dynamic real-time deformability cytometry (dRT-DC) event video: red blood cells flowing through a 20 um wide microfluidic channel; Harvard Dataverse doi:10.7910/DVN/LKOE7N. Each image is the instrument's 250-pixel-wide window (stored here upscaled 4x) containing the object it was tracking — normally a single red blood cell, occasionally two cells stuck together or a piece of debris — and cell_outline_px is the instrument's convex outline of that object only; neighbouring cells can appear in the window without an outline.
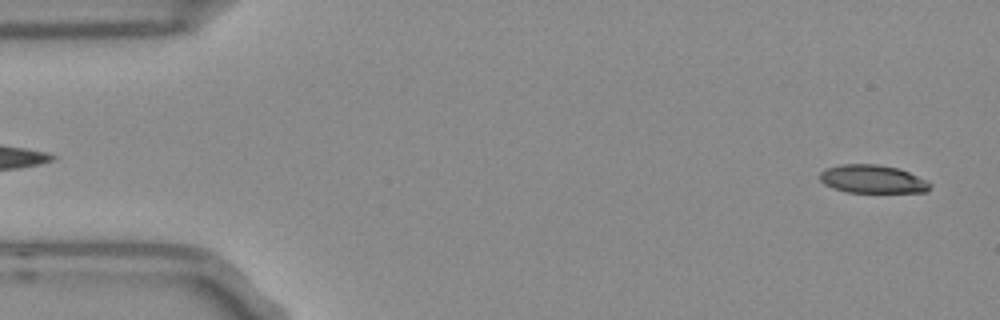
{"species": "Egyptian fruit bat (a non-hibernating species)", "species_latin": "Rousettus aegyptiacus", "temperature_condition": "room temperature", "stored_images_in_passage": 53, "camera_frame_rate_fps": 3000, "um_per_image_px": 0.085, "frame": {"image": 1, "passage_image": 2, "time_ms": 0.333, "image_size_px": [1000, 320], "cell_outline_px": [[932, 184], [928, 192], [848, 192], [832, 188], [824, 184], [820, 180], [820, 172], [824, 168], [840, 164], [876, 164], [900, 168], [928, 180]], "centroid_in_image_um": [74.18, 15.21], "position_along_channel_um": 10.8, "area_um2": 18.38}}
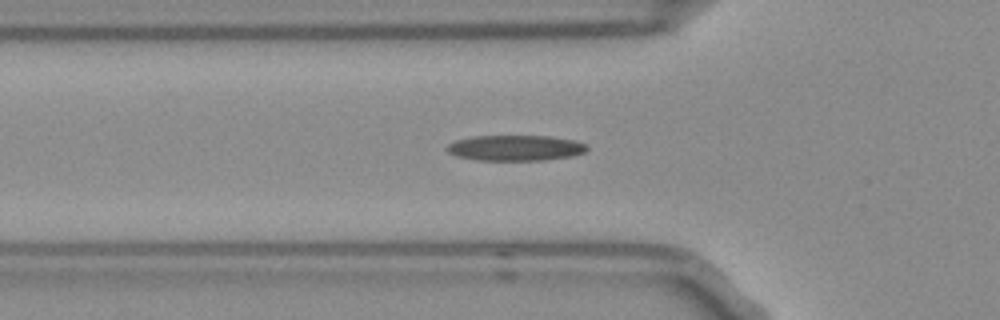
{"frame": {"image": 2, "passage_image": 17, "time_ms": 5.333, "image_size_px": [1000, 320], "cell_outline_px": [[588, 148], [584, 152], [572, 156], [544, 160], [476, 160], [456, 156], [448, 152], [444, 148], [448, 144], [456, 140], [476, 136], [548, 136], [576, 140], [584, 144]], "centroid_in_image_um": [43.78, 12.57], "position_along_channel_um": 82.0, "area_um2": 20.87}}
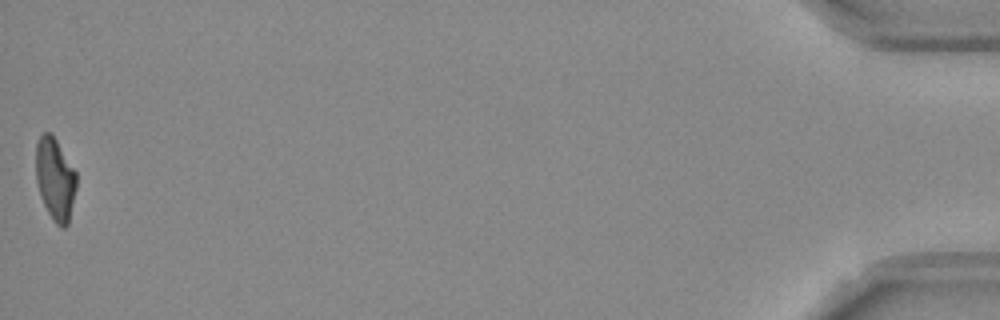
{"frame": {"image": 3, "passage_image": 53, "time_ms": 17.333, "image_size_px": [1000, 320], "cell_outline_px": [[76, 188], [68, 224], [64, 228], [60, 228], [52, 220], [40, 196], [36, 180], [36, 140], [44, 132], [52, 132], [76, 172]], "centroid_in_image_um": [4.68, 15.2], "position_along_channel_um": 430.5, "area_um2": 19.59}, "authors_computed_cell_mechanics": {"area_um2": 20.0566, "velocity_mm_per_s": 3.7659, "shape_relaxation_time_tau1_ms": null, "shape_relaxation_time_tau2_ms": 4.2484, "deformation_change_tau1": null, "deformation_change_tau2": 0.1419}}